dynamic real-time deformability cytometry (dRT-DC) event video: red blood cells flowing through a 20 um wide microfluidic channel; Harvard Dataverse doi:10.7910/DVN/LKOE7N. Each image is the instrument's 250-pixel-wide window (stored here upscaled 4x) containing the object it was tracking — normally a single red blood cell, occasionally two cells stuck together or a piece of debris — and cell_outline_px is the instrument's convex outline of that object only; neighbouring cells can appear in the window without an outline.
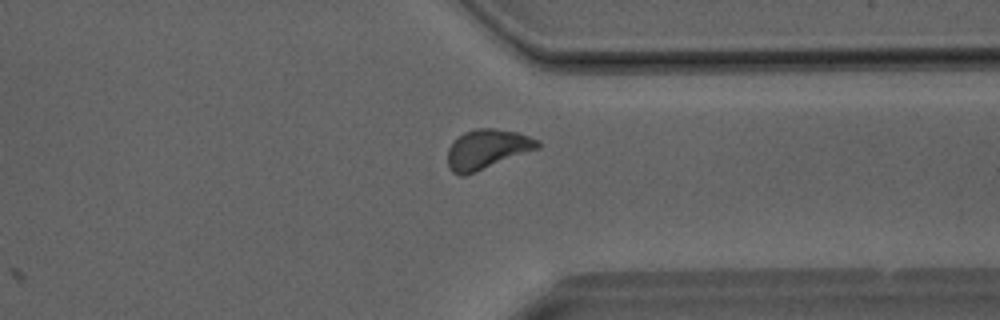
{"species": "Egyptian fruit bat (a non-hibernating species)", "species_latin": "Rousettus aegyptiacus", "temperature_condition": "room temperature", "stored_images_in_passage": 24, "camera_frame_rate_fps": 3000, "um_per_image_px": 0.085, "animal": {"sex": "male"}, "frame": {"image": 1, "passage_image": 19, "time_ms": 6.0, "image_size_px": [1000, 320], "cell_outline_px": [[540, 148], [464, 176], [460, 176], [452, 172], [448, 168], [448, 148], [452, 140], [464, 132], [476, 128], [492, 128], [516, 132], [540, 140]], "centroid_in_image_um": [41.38, 12.68], "position_along_channel_um": 370.0, "area_um2": 20.87}}
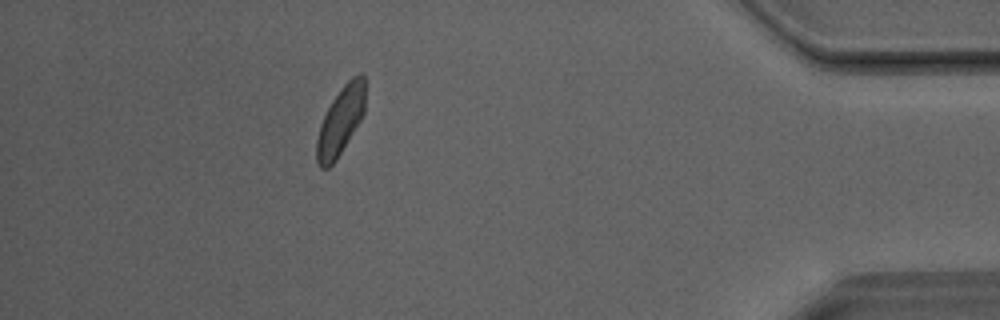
{"frame": {"image": 2, "passage_image": 24, "time_ms": 7.667, "image_size_px": [1000, 320], "cell_outline_px": [[364, 112], [360, 120], [336, 160], [328, 168], [320, 168], [316, 164], [316, 140], [320, 124], [332, 100], [340, 88], [352, 76], [360, 72], [364, 76]], "centroid_in_image_um": [28.92, 10.28], "position_along_channel_um": 406.3, "area_um2": 19.13}}